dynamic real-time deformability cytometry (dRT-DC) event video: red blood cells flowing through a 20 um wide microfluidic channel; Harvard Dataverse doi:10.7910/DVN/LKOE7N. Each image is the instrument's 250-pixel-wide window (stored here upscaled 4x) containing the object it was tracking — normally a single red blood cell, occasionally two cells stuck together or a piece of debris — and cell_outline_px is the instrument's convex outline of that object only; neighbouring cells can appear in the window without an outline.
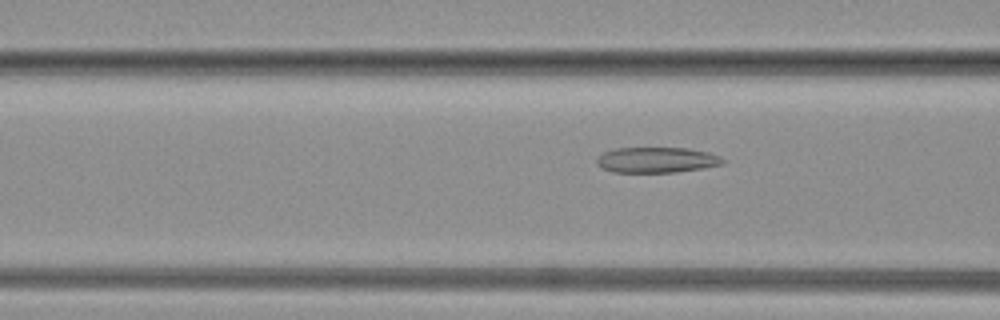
{"species": "common noctule bat (a hibernating species)", "species_latin": "Nyctalus noctula", "temperature_condition": "warm", "stored_images_in_passage": 36, "camera_frame_rate_fps": 3000, "um_per_image_px": 0.085, "animal": {"sex": "female", "body_mass_g": 19.3, "forearm_length_mm": 54.1}, "frame": {"image": 1, "passage_image": 6, "time_ms": 1.667, "image_size_px": [1000, 320], "cell_outline_px": [[728, 160], [724, 164], [676, 172], [612, 172], [596, 164], [596, 160], [604, 152], [616, 148], [688, 148], [708, 152], [720, 156]], "centroid_in_image_um": [55.86, 13.59], "position_along_channel_um": 110.7, "area_um2": 18.73}}
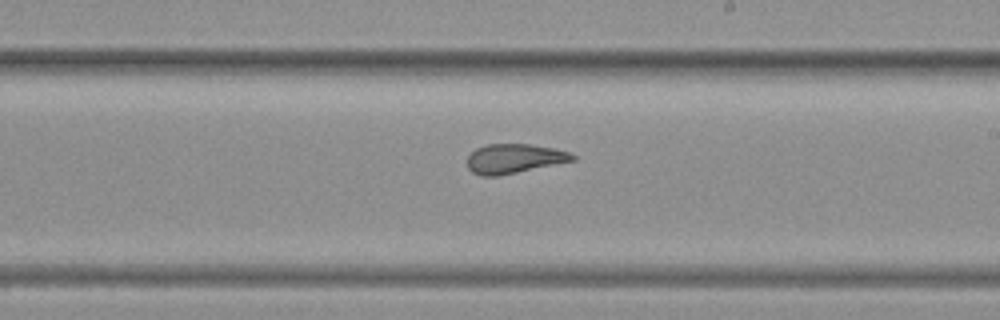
{"frame": {"image": 2, "passage_image": 22, "time_ms": 7.0, "image_size_px": [1000, 320], "cell_outline_px": [[576, 160], [500, 176], [480, 176], [472, 172], [468, 168], [468, 156], [476, 148], [488, 144], [532, 144], [552, 148], [568, 152], [576, 156]], "centroid_in_image_um": [43.7, 13.49], "position_along_channel_um": 245.3, "area_um2": 18.09}}
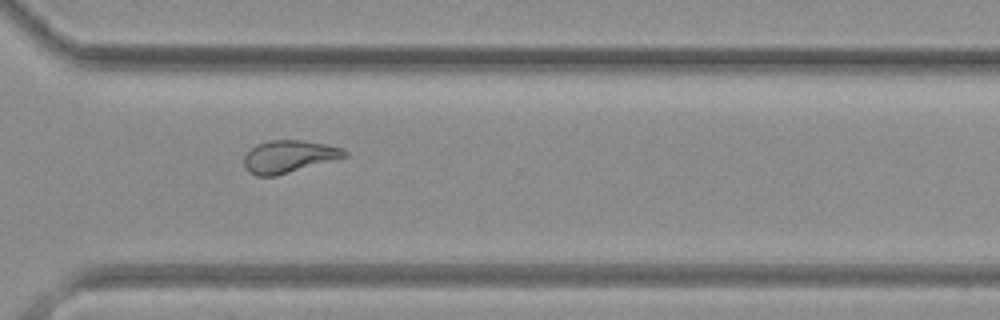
{"frame": {"image": 3, "passage_image": 34, "time_ms": 11.0, "image_size_px": [1000, 320], "cell_outline_px": [[348, 156], [276, 176], [256, 176], [248, 172], [244, 164], [244, 156], [256, 144], [268, 140], [304, 140], [324, 144], [340, 148], [348, 152]], "centroid_in_image_um": [24.52, 13.31], "position_along_channel_um": 346.1, "area_um2": 18.9}}